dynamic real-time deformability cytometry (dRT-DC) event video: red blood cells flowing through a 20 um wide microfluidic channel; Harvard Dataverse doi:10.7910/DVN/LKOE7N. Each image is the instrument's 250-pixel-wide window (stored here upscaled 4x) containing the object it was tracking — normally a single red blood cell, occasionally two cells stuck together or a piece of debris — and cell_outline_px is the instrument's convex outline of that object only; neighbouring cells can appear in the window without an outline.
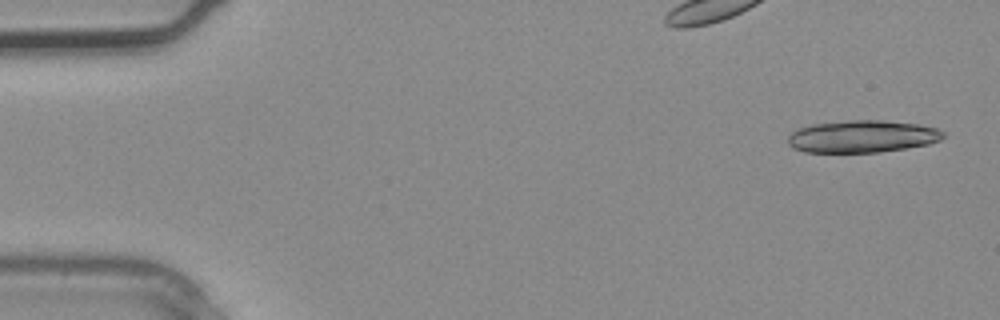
{"species": "common noctule bat (a hibernating species)", "species_latin": "Nyctalus noctula", "temperature_condition": "warm", "stored_images_in_passage": 3, "camera_frame_rate_fps": 3000, "um_per_image_px": 0.085, "animal": {"sex": "male", "body_mass_g": 20.4}, "frame": {"image": 1, "passage_image": 1, "time_ms": 0.0, "image_size_px": [1000, 320], "cell_outline_px": [[944, 136], [940, 140], [928, 144], [908, 148], [880, 152], [804, 152], [792, 148], [788, 144], [788, 136], [796, 128], [812, 124], [848, 120], [884, 120], [920, 124], [936, 128], [944, 132]], "centroid_in_image_um": [73.28, 11.59], "position_along_channel_um": 11.7, "area_um2": 29.48}}